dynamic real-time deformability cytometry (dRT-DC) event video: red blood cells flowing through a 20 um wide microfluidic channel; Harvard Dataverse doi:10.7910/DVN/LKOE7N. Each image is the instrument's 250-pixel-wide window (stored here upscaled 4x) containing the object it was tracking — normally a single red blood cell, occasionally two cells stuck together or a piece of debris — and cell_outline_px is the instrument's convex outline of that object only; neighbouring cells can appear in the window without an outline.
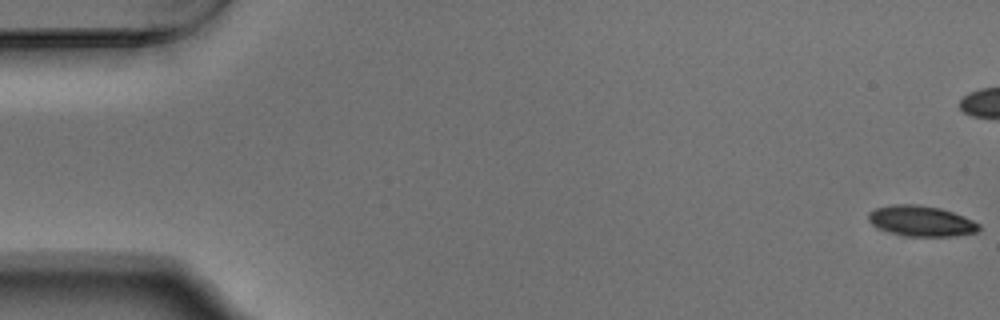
{"species": "Egyptian fruit bat (a non-hibernating species)", "species_latin": "Rousettus aegyptiacus", "temperature_condition": "warm", "stored_images_in_passage": 10, "camera_frame_rate_fps": 3000, "um_per_image_px": 0.085, "animal": {"sex": "male"}, "frame": {"image": 1, "passage_image": 1, "time_ms": 0.0, "image_size_px": [1000, 320], "cell_outline_px": [[980, 228], [976, 232], [956, 236], [908, 236], [888, 232], [872, 224], [868, 220], [868, 212], [876, 208], [888, 204], [920, 204], [940, 208], [964, 216], [980, 224]], "centroid_in_image_um": [78.29, 18.77], "position_along_channel_um": 6.7, "area_um2": 19.77}}